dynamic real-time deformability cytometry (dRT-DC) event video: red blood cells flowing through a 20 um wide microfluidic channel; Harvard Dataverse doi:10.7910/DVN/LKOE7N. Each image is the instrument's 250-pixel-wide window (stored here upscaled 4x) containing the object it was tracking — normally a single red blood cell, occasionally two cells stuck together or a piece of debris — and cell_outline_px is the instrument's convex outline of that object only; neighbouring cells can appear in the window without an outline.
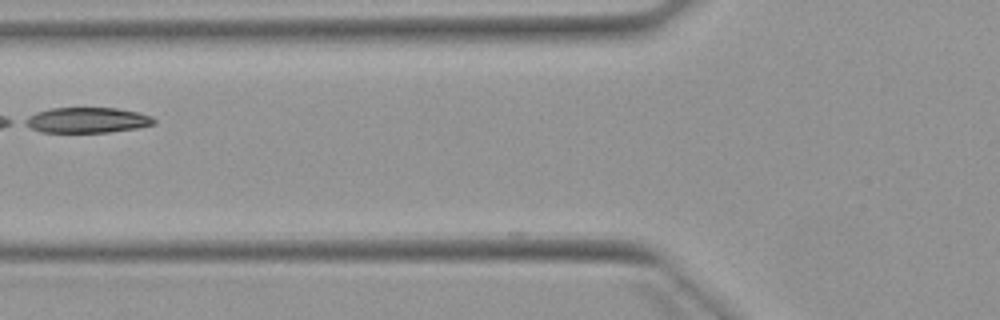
{"species": "Egyptian fruit bat (a non-hibernating species)", "species_latin": "Rousettus aegyptiacus", "temperature_condition": "warm", "stored_images_in_passage": 4, "segment_of_instrument_passage": [2, 2], "camera_frame_rate_fps": 3000, "um_per_image_px": 0.085, "animal": {"sex": "female"}, "frame": {"image": 1, "passage_image": 4, "time_ms": 4.667, "image_size_px": [1000, 320], "cell_outline_px": [[156, 124], [136, 128], [108, 132], [40, 132], [24, 124], [20, 120], [36, 112], [52, 108], [120, 108], [152, 116], [156, 120]], "centroid_in_image_um": [7.38, 10.21], "position_along_channel_um": 118.4, "area_um2": 19.19}}